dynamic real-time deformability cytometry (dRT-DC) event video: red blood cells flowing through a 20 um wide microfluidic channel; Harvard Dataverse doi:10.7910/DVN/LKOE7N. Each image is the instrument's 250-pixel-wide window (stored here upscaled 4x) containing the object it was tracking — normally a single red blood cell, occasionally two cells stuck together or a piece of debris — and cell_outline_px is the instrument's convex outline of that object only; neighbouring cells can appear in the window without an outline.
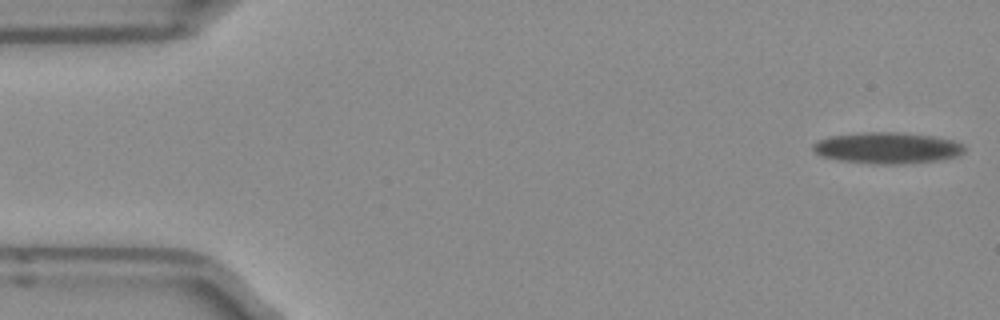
{"species": "Egyptian fruit bat (a non-hibernating species)", "species_latin": "Rousettus aegyptiacus", "temperature_condition": "room temperature", "stored_images_in_passage": 5, "camera_frame_rate_fps": 3000, "um_per_image_px": 0.085, "frame": {"image": 1, "passage_image": 5, "time_ms": 1.333, "image_size_px": [1000, 320], "cell_outline_px": [[964, 152], [960, 156], [940, 160], [904, 164], [872, 164], [840, 160], [820, 156], [812, 148], [812, 144], [820, 140], [832, 136], [860, 132], [896, 132], [932, 136], [952, 140], [964, 144]], "centroid_in_image_um": [75.45, 12.58], "position_along_channel_um": 9.6, "area_um2": 27.69}}